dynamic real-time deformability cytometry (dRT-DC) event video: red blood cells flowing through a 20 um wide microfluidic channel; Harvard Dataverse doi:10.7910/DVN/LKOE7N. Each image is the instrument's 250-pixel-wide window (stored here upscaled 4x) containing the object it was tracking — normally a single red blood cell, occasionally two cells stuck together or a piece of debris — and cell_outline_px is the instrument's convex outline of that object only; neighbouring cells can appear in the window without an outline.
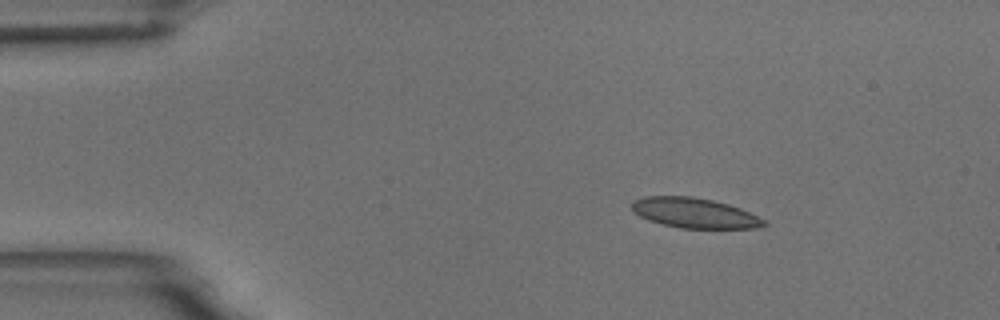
{"species": "common noctule bat (a hibernating species)", "species_latin": "Nyctalus noctula", "temperature_condition": "room temperature", "stored_images_in_passage": 50, "camera_frame_rate_fps": 3000, "um_per_image_px": 0.085, "animal": {"sex": "male", "body_mass_g": 18.8}, "frame": {"image": 1, "passage_image": 1, "time_ms": 0.0, "image_size_px": [1000, 320], "cell_outline_px": [[768, 224], [756, 228], [680, 228], [648, 220], [632, 212], [632, 200], [644, 196], [692, 196], [712, 200], [728, 204], [740, 208], [764, 220]], "centroid_in_image_um": [58.99, 18.09], "position_along_channel_um": 26.0, "area_um2": 23.06}}
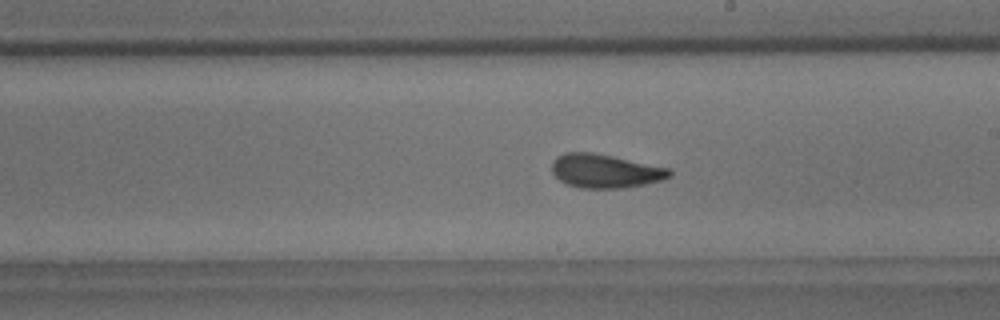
{"frame": {"image": 2, "passage_image": 25, "time_ms": 8.0, "image_size_px": [1000, 320], "cell_outline_px": [[672, 176], [660, 180], [644, 184], [620, 188], [580, 188], [568, 184], [560, 180], [552, 172], [552, 160], [556, 156], [564, 152], [592, 152], [672, 168]], "centroid_in_image_um": [51.44, 14.52], "position_along_channel_um": 237.6, "area_um2": 23.18}}
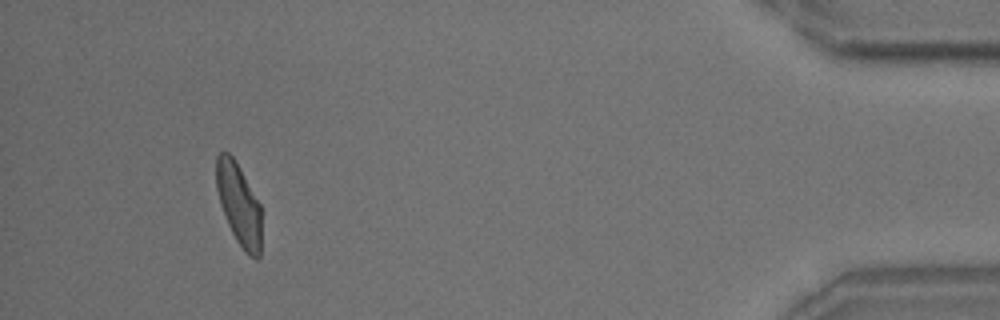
{"frame": {"image": 3, "passage_image": 46, "time_ms": 15.0, "image_size_px": [1000, 320], "cell_outline_px": [[260, 256], [256, 260], [248, 256], [244, 252], [236, 240], [228, 224], [220, 204], [216, 188], [216, 156], [220, 152], [228, 152], [232, 156], [240, 168], [260, 204]], "centroid_in_image_um": [20.29, 17.38], "position_along_channel_um": 414.9, "area_um2": 21.44}, "authors_computed_cell_mechanics": {"area_um2": 23.0622, "velocity_mm_per_s": 3.4712, "shape_relaxation_time_tau1_ms": 6.1865, "shape_relaxation_time_tau2_ms": 1.4591, "deformation_change_tau1": 0.1539, "deformation_change_tau2": 0.0794}}